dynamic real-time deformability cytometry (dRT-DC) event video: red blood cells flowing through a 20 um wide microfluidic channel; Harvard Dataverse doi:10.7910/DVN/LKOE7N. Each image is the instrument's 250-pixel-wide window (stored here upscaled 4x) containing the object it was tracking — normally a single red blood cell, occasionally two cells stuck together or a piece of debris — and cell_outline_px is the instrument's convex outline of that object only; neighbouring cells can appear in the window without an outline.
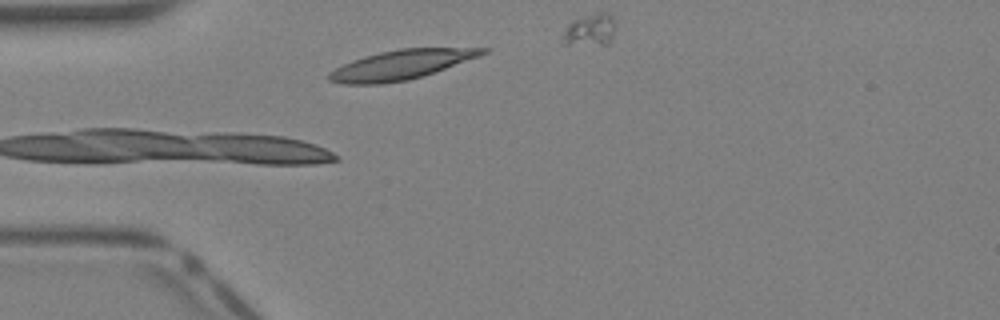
{"species": "Egyptian fruit bat (a non-hibernating species)", "species_latin": "Rousettus aegyptiacus", "temperature_condition": "warm", "stored_images_in_passage": 13, "camera_frame_rate_fps": 3000, "um_per_image_px": 0.085, "animal": {"sex": "female"}, "frame": {"image": 1, "passage_image": 13, "time_ms": 4.0, "image_size_px": [1000, 320], "cell_outline_px": [[492, 48], [488, 52], [480, 56], [408, 80], [380, 84], [344, 84], [328, 80], [328, 72], [352, 60], [364, 56], [380, 52], [400, 48]], "centroid_in_image_um": [34.06, 5.5], "position_along_channel_um": 50.9, "area_um2": 26.01}}